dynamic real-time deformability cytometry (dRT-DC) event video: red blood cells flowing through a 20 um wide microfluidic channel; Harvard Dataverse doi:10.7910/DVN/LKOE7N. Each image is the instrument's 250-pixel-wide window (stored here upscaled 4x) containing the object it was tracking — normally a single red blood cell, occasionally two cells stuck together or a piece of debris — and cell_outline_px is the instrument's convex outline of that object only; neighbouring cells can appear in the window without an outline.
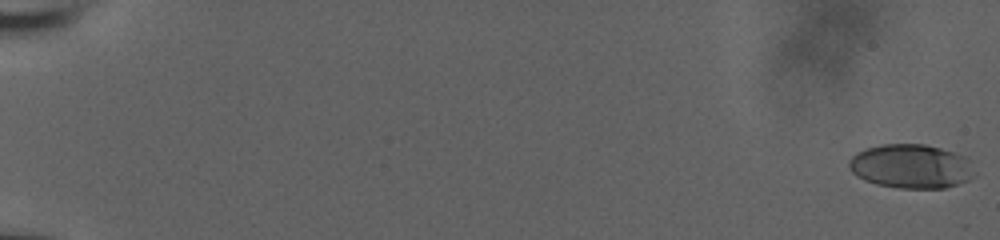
{"species": "human", "species_latin": "Homo sapiens", "temperature_condition": "room temperature", "stored_images_in_passage": 48, "camera_frame_rate_fps": 3000, "um_per_image_px": 0.085, "donor": {"sex": "male"}, "frame": {"image": 1, "passage_image": 1, "time_ms": 0.0, "image_size_px": [1000, 240], "cell_outline_px": [[976, 176], [968, 180], [944, 188], [900, 188], [876, 184], [864, 180], [856, 176], [848, 168], [848, 160], [856, 152], [880, 144], [924, 144], [940, 148], [964, 156], [968, 160], [976, 172]], "centroid_in_image_um": [77.42, 14.14], "position_along_channel_um": 7.6, "area_um2": 32.37}}
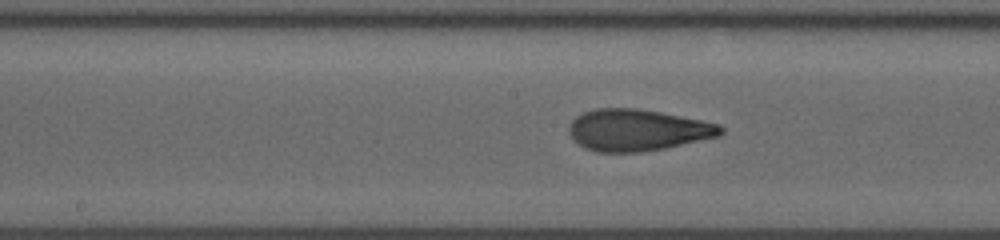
{"frame": {"image": 2, "passage_image": 27, "time_ms": 8.667, "image_size_px": [1000, 240], "cell_outline_px": [[724, 132], [720, 136], [664, 148], [640, 152], [596, 152], [584, 148], [572, 140], [568, 132], [568, 124], [576, 116], [584, 112], [596, 108], [636, 108], [660, 112], [720, 124], [724, 128]], "centroid_in_image_um": [54.15, 11.06], "position_along_channel_um": 194.1, "area_um2": 36.93}}
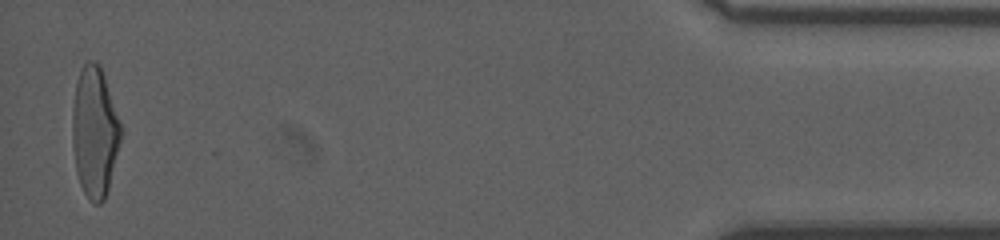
{"frame": {"image": 3, "passage_image": 48, "time_ms": 15.667, "image_size_px": [1000, 240], "cell_outline_px": [[124, 132], [108, 188], [104, 200], [100, 204], [96, 204], [88, 200], [80, 184], [76, 172], [72, 144], [72, 112], [76, 84], [80, 68], [88, 60], [92, 60], [100, 64]], "centroid_in_image_um": [8.06, 11.23], "position_along_channel_um": 427.1, "area_um2": 37.28}, "authors_computed_cell_mechanics": {"area_um2": 35.4314, "velocity_mm_per_s": 3.9219, "shape_relaxation_time_tau1_ms": 4.1304, "shape_relaxation_time_tau2_ms": 0.825, "deformation_change_tau1": 0.2024, "deformation_change_tau2": 0.0916}}